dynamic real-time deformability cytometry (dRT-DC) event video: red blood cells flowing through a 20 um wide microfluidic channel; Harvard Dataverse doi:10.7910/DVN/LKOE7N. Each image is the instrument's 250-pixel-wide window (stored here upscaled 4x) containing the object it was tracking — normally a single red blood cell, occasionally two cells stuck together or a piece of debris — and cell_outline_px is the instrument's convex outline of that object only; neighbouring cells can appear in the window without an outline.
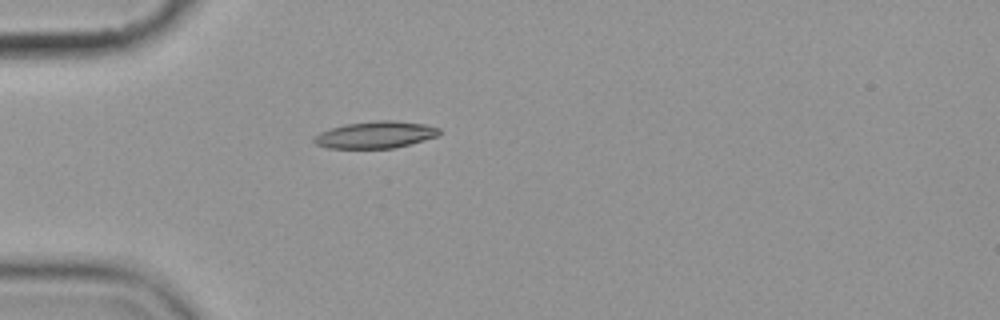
{"species": "common noctule bat (a hibernating species)", "species_latin": "Nyctalus noctula", "temperature_condition": "cold", "stored_images_in_passage": 2, "camera_frame_rate_fps": 3000, "um_per_image_px": 0.085, "animal": {"sex": "female", "body_mass_g": 19.9}, "frame": {"image": 1, "passage_image": 1, "time_ms": 0.0, "image_size_px": [1000, 320], "cell_outline_px": [[440, 132], [436, 136], [424, 140], [392, 148], [328, 148], [316, 144], [312, 140], [320, 132], [344, 124], [376, 120], [392, 120], [424, 124], [440, 128]], "centroid_in_image_um": [31.9, 11.45], "position_along_channel_um": 53.1, "area_um2": 19.42}}